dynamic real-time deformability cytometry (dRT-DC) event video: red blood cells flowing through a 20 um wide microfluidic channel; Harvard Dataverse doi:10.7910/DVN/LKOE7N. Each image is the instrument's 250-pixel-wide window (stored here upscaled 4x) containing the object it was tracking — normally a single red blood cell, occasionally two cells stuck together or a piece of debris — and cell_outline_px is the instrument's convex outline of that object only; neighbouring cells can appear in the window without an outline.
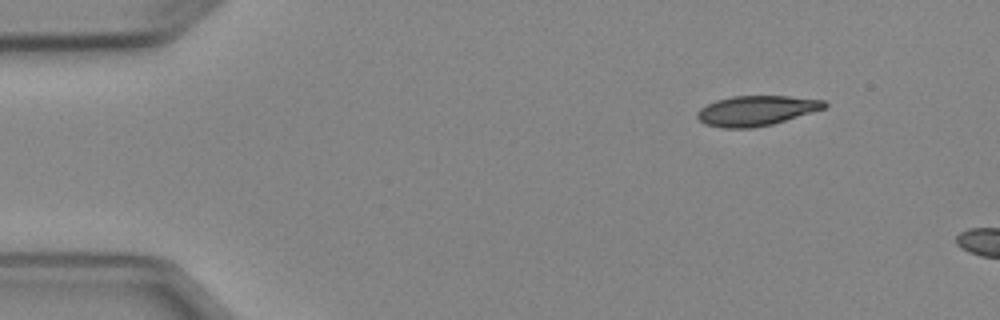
{"species": "Egyptian fruit bat (a non-hibernating species)", "species_latin": "Rousettus aegyptiacus", "temperature_condition": "cold", "stored_images_in_passage": 2, "camera_frame_rate_fps": 3000, "um_per_image_px": 0.085, "animal": {"sex": "female"}, "frame": {"image": 1, "passage_image": 1, "time_ms": 0.0, "image_size_px": [1000, 320], "cell_outline_px": [[828, 104], [824, 108], [812, 112], [772, 124], [752, 128], [720, 128], [704, 124], [696, 116], [696, 112], [700, 108], [716, 100], [732, 96], [788, 96], [824, 100]], "centroid_in_image_um": [64.24, 9.41], "position_along_channel_um": 20.8, "area_um2": 22.2}}